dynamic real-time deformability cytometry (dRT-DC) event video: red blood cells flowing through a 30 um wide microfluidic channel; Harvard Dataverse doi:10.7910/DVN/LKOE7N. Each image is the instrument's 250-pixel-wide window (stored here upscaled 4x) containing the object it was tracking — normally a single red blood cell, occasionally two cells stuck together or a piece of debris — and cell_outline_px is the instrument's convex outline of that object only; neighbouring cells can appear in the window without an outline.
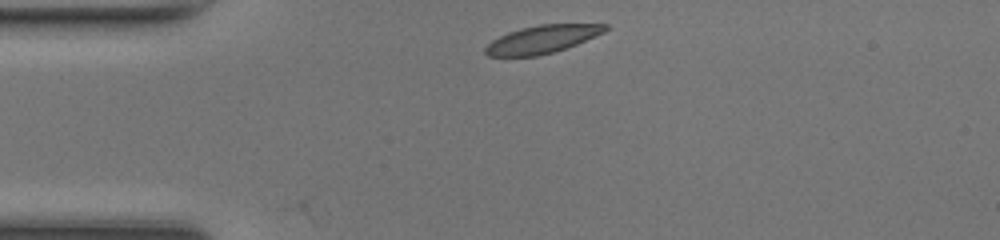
{"species": "common noctule bat (a hibernating species)", "species_latin": "Nyctalus noctula", "temperature_condition": "room temperature", "stored_images_in_passage": 33, "camera_frame_rate_fps": 3000, "um_per_image_px": 0.085, "animal": {"sex": "female", "body_mass_g": 17.0, "forearm_length_mm": 48.0}, "frame": {"image": 1, "passage_image": 1, "time_ms": 0.0, "image_size_px": [1000, 240], "cell_outline_px": [[608, 28], [604, 32], [576, 44], [552, 52], [536, 56], [488, 56], [484, 52], [484, 48], [492, 40], [508, 32], [520, 28], [540, 24], [608, 24]], "centroid_in_image_um": [46.05, 3.33], "position_along_channel_um": 38.9, "area_um2": 19.25}}
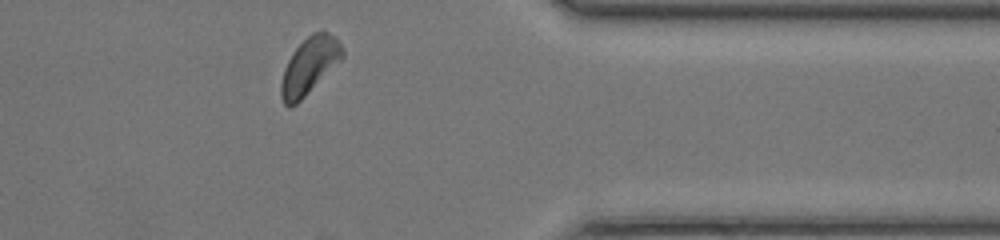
{"frame": {"image": 2, "passage_image": 29, "time_ms": 9.333, "image_size_px": [1000, 240], "cell_outline_px": [[344, 56], [296, 104], [288, 108], [284, 104], [280, 96], [280, 84], [284, 68], [292, 52], [312, 32], [328, 32], [336, 36], [344, 48]], "centroid_in_image_um": [26.28, 5.58], "position_along_channel_um": 385.1, "area_um2": 20.0}}